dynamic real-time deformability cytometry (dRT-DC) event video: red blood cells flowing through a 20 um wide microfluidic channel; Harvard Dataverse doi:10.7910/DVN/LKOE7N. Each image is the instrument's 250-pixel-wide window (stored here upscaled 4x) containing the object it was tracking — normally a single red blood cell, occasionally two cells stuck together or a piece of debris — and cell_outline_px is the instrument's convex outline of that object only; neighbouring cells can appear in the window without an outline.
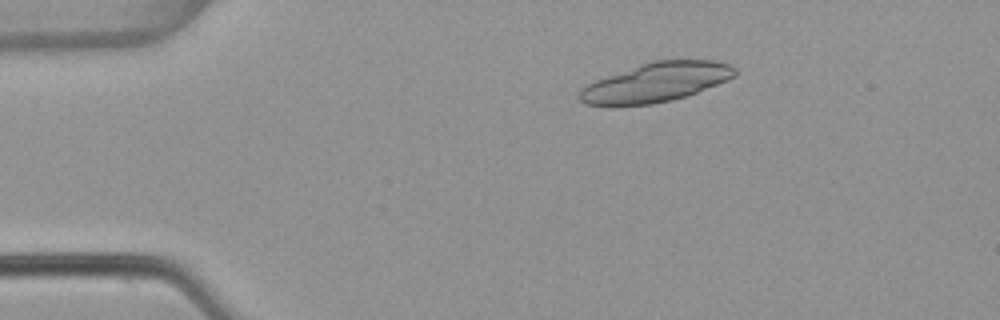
{"species": "common noctule bat (a hibernating species)", "species_latin": "Nyctalus noctula", "temperature_condition": "warm", "stored_images_in_passage": 4, "camera_frame_rate_fps": 3000, "um_per_image_px": 0.085, "animal": {"sex": "female", "body_mass_g": 22.7, "forearm_length_mm": 54.2}, "frame": {"image": 1, "passage_image": 3, "time_ms": 0.667, "image_size_px": [1000, 320], "cell_outline_px": [[736, 76], [728, 80], [696, 92], [672, 100], [652, 104], [584, 104], [576, 96], [588, 84], [596, 80], [640, 64], [652, 60], [716, 60], [728, 64], [736, 68]], "centroid_in_image_um": [55.81, 6.97], "position_along_channel_um": 29.2, "area_um2": 34.91}}